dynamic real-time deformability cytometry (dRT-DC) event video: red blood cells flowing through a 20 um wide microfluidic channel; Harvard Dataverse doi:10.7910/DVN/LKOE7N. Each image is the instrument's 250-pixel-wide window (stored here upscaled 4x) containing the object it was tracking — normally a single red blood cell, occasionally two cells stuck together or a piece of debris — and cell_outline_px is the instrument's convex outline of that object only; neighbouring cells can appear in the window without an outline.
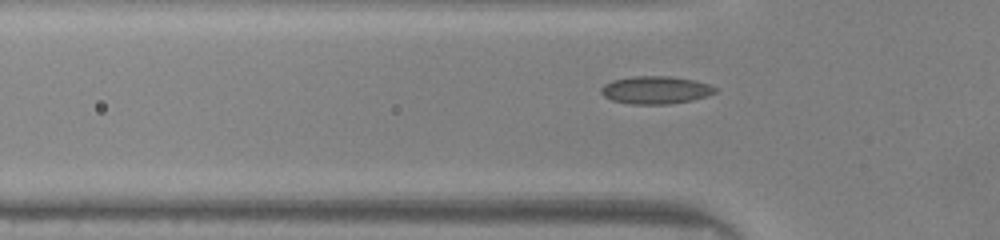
{"species": "common noctule bat (a hibernating species)", "species_latin": "Nyctalus noctula", "temperature_condition": "warm", "stored_images_in_passage": 30, "camera_frame_rate_fps": 3000, "um_per_image_px": 0.085, "animal": {"sex": "male", "body_mass_g": 20.0, "forearm_length_mm": 53.3}, "frame": {"image": 1, "passage_image": 3, "time_ms": 0.667, "image_size_px": [1000, 240], "cell_outline_px": [[716, 92], [708, 96], [692, 100], [668, 104], [632, 104], [612, 100], [604, 96], [600, 92], [600, 88], [604, 84], [612, 80], [632, 76], [668, 76], [692, 80], [708, 84], [716, 88]], "centroid_in_image_um": [55.7, 7.65], "position_along_channel_um": 70.1, "area_um2": 18.38}}
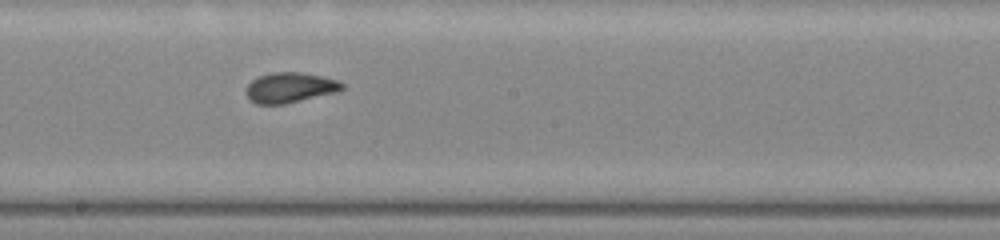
{"frame": {"image": 2, "passage_image": 14, "time_ms": 4.333, "image_size_px": [1000, 240], "cell_outline_px": [[344, 88], [336, 92], [284, 104], [256, 104], [248, 100], [244, 92], [248, 84], [256, 76], [272, 72], [300, 72], [320, 76], [336, 80], [344, 84]], "centroid_in_image_um": [24.57, 7.45], "position_along_channel_um": 223.6, "area_um2": 16.99}}
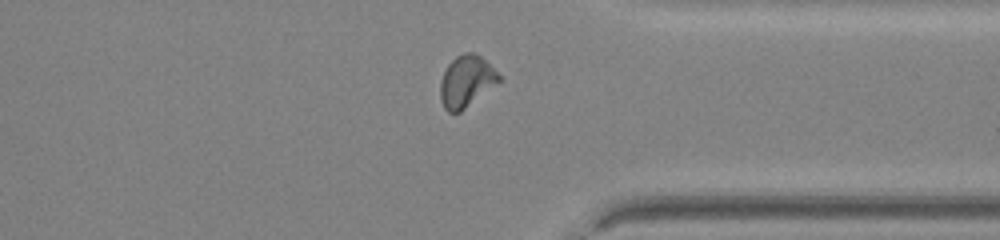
{"frame": {"image": 3, "passage_image": 25, "time_ms": 8.0, "image_size_px": [1000, 240], "cell_outline_px": [[500, 80], [460, 112], [448, 112], [444, 108], [440, 100], [440, 80], [448, 64], [456, 56], [464, 52], [472, 52], [480, 56], [500, 76]], "centroid_in_image_um": [39.58, 6.91], "position_along_channel_um": 371.8, "area_um2": 17.22}}